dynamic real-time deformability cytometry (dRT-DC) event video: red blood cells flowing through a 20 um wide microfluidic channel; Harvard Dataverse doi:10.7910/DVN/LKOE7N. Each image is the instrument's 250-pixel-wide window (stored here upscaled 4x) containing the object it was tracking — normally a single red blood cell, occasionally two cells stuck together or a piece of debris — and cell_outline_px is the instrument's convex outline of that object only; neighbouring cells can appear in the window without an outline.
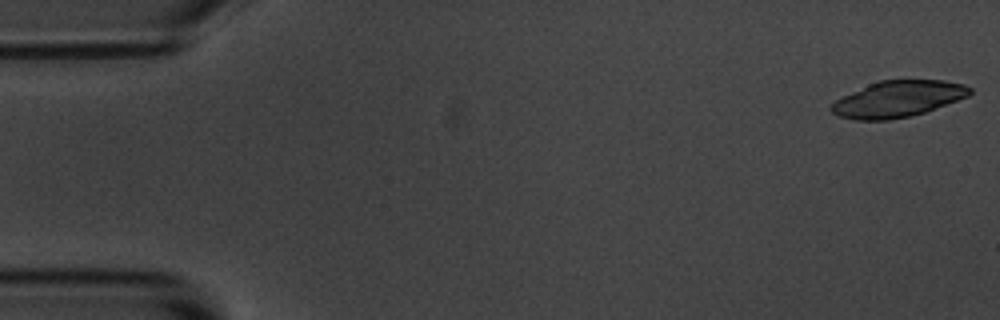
{"species": "common noctule bat (a hibernating species)", "species_latin": "Nyctalus noctula", "temperature_condition": "room temperature", "stored_images_in_passage": 55, "camera_frame_rate_fps": 3000, "um_per_image_px": 0.085, "animal": {"sex": "male", "body_mass_g": 20.1, "forearm_length_mm": 53.5}, "frame": {"image": 1, "passage_image": 1, "time_ms": 0.0, "image_size_px": [1000, 320], "cell_outline_px": [[972, 92], [968, 96], [924, 112], [908, 116], [888, 120], [856, 120], [840, 116], [832, 112], [828, 108], [836, 100], [868, 84], [880, 80], [944, 80], [964, 84], [972, 88]], "centroid_in_image_um": [76.32, 8.4], "position_along_channel_um": 8.7, "area_um2": 28.96}}